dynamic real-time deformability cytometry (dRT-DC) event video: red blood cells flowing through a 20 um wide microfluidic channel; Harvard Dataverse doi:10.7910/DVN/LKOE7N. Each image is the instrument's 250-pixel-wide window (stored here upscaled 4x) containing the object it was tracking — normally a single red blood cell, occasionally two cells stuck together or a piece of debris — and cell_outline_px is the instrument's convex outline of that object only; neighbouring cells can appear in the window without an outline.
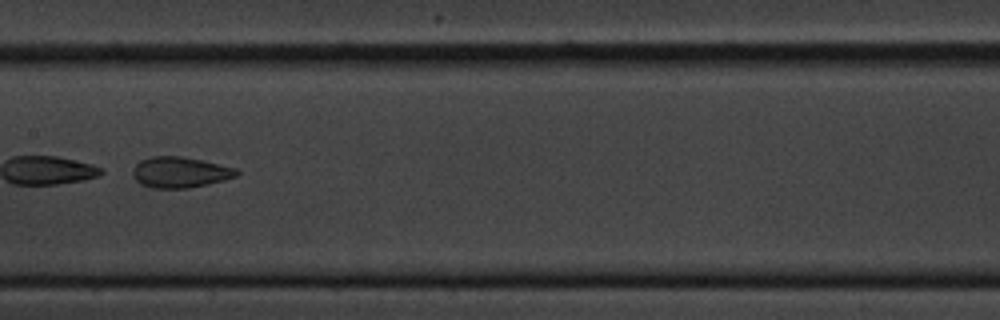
{"species": "common noctule bat (a hibernating species)", "species_latin": "Nyctalus noctula", "temperature_condition": "cold", "stored_images_in_passage": 59, "camera_frame_rate_fps": 3000, "um_per_image_px": 0.085, "animal": {"sex": "male", "body_mass_g": 20.1, "forearm_length_mm": 53.5}, "frame": {"image": 1, "passage_image": 30, "time_ms": 9.667, "image_size_px": [1000, 320], "cell_outline_px": [[240, 172], [236, 176], [224, 180], [188, 188], [152, 188], [140, 184], [132, 176], [132, 168], [140, 160], [152, 156], [184, 156], [204, 160], [236, 168]], "centroid_in_image_um": [15.28, 14.63], "position_along_channel_um": 192.1, "area_um2": 18.84}}
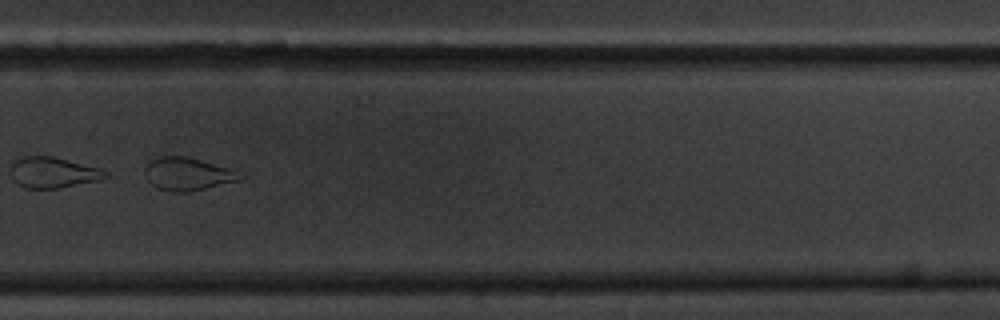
{"frame": {"image": 2, "passage_image": 41, "time_ms": 13.333, "image_size_px": [1000, 320], "cell_outline_px": [[244, 176], [240, 180], [188, 192], [172, 192], [156, 188], [148, 180], [144, 172], [144, 168], [152, 160], [160, 156], [188, 156], [228, 168]], "centroid_in_image_um": [15.91, 14.79], "position_along_channel_um": 313.9, "area_um2": 18.03}}
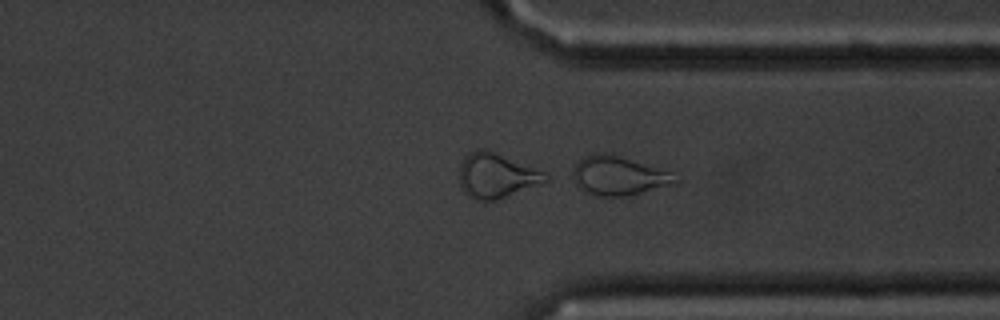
{"frame": {"image": 3, "passage_image": 45, "time_ms": 14.667, "image_size_px": [1000, 320], "cell_outline_px": [[680, 180], [668, 184], [640, 192], [624, 196], [596, 196], [584, 192], [576, 184], [572, 172], [572, 168], [584, 156], [596, 152], [600, 152], [616, 156], [656, 168], [668, 172]], "centroid_in_image_um": [52.45, 14.95], "position_along_channel_um": 358.9, "area_um2": 22.31}}